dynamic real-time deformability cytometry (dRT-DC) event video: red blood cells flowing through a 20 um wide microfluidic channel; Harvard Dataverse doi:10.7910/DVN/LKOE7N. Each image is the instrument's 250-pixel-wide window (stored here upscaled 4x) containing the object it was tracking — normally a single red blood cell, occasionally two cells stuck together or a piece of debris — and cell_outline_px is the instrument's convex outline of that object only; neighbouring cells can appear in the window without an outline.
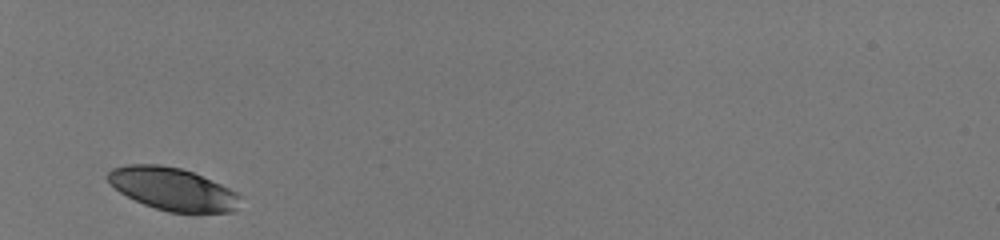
{"species": "human", "species_latin": "Homo sapiens", "temperature_condition": "room temperature", "stored_images_in_passage": 28, "camera_frame_rate_fps": 3000, "um_per_image_px": 0.085, "donor": {"sex": "male"}, "frame": {"image": 1, "passage_image": 1, "time_ms": 0.0, "image_size_px": [1000, 240], "cell_outline_px": [[240, 196], [236, 208], [232, 212], [168, 212], [144, 204], [120, 192], [108, 180], [108, 172], [112, 168], [128, 164], [160, 164], [180, 168], [192, 172], [220, 184], [236, 192]], "centroid_in_image_um": [14.66, 16.05], "position_along_channel_um": 70.3, "area_um2": 32.37}}
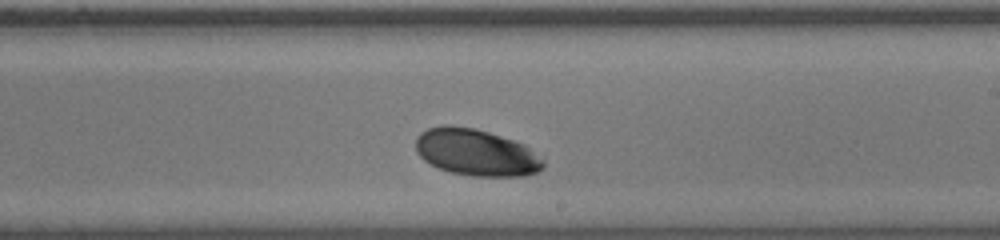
{"frame": {"image": 2, "passage_image": 16, "time_ms": 5.0, "image_size_px": [1000, 240], "cell_outline_px": [[544, 168], [536, 172], [524, 176], [472, 176], [452, 172], [440, 168], [424, 160], [416, 152], [416, 136], [420, 132], [428, 128], [444, 124], [448, 124], [476, 128], [524, 144], [544, 160]], "centroid_in_image_um": [40.45, 12.94], "position_along_channel_um": 248.5, "area_um2": 34.74}}
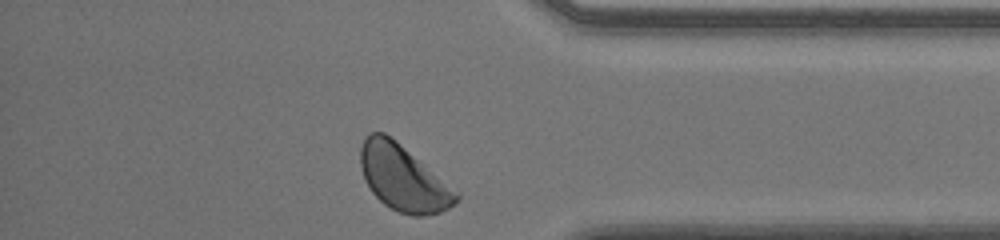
{"frame": {"image": 3, "passage_image": 28, "time_ms": 9.0, "image_size_px": [1000, 240], "cell_outline_px": [[460, 196], [448, 208], [440, 212], [420, 216], [412, 216], [400, 212], [384, 204], [372, 192], [364, 180], [360, 168], [360, 148], [364, 140], [372, 132], [384, 132], [396, 140], [460, 192]], "centroid_in_image_um": [34.27, 15.13], "position_along_channel_um": 400.9, "area_um2": 36.59}, "authors_computed_cell_mechanics": {"area_um2": 34.4488, "velocity_mm_per_s": 3.9332, "shape_relaxation_time_tau1_ms": 1.9569, "shape_relaxation_time_tau2_ms": null, "deformation_change_tau1": 0.0795, "deformation_change_tau2": null}}